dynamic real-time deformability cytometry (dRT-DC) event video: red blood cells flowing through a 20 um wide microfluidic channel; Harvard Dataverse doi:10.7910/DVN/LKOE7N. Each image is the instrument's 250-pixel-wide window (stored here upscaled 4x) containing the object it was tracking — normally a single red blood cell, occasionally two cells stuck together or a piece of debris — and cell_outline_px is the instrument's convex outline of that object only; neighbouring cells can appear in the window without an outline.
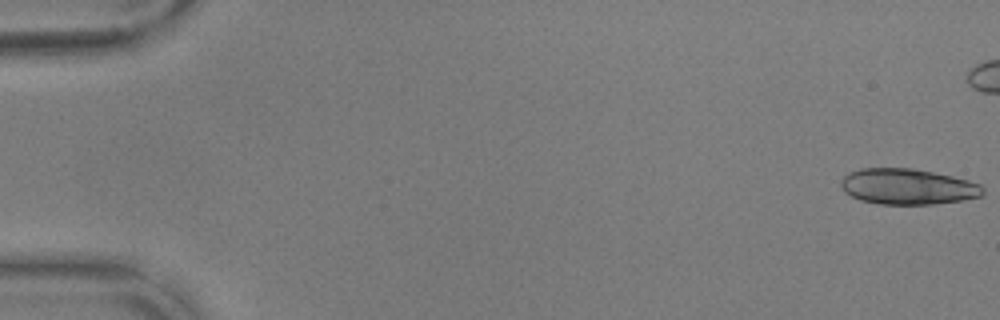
{"species": "common noctule bat (a hibernating species)", "species_latin": "Nyctalus noctula", "temperature_condition": "warm", "stored_images_in_passage": 9, "camera_frame_rate_fps": 3000, "um_per_image_px": 0.085, "animal": {"sex": "male", "body_mass_g": 17.9, "forearm_length_mm": 54.2}, "frame": {"image": 1, "passage_image": 1, "time_ms": 0.0, "image_size_px": [1000, 320], "cell_outline_px": [[984, 196], [964, 200], [932, 204], [880, 204], [860, 200], [844, 192], [840, 184], [840, 180], [844, 176], [860, 168], [912, 168], [952, 176], [968, 180], [980, 184], [984, 188]], "centroid_in_image_um": [77.17, 15.86], "position_along_channel_um": 7.8, "area_um2": 29.65}}